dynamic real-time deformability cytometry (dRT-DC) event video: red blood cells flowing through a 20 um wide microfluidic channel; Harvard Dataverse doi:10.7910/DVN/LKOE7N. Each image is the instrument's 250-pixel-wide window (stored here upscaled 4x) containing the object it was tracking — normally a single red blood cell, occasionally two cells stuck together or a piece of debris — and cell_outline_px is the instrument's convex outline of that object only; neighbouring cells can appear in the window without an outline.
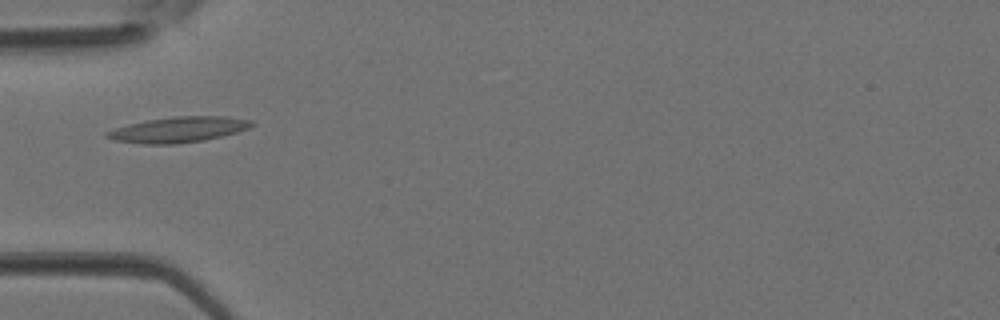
{"species": "Egyptian fruit bat (a non-hibernating species)", "species_latin": "Rousettus aegyptiacus", "temperature_condition": "room temperature", "stored_images_in_passage": 3, "camera_frame_rate_fps": 3000, "um_per_image_px": 0.085, "animal": {"sex": "female"}, "frame": {"image": 1, "passage_image": 3, "time_ms": 0.667, "image_size_px": [1000, 320], "cell_outline_px": [[256, 124], [252, 128], [204, 140], [176, 144], [144, 144], [116, 140], [104, 136], [104, 132], [128, 124], [148, 120], [172, 116], [224, 116], [252, 120]], "centroid_in_image_um": [15.2, 11.01], "position_along_channel_um": 69.8, "area_um2": 21.56}}